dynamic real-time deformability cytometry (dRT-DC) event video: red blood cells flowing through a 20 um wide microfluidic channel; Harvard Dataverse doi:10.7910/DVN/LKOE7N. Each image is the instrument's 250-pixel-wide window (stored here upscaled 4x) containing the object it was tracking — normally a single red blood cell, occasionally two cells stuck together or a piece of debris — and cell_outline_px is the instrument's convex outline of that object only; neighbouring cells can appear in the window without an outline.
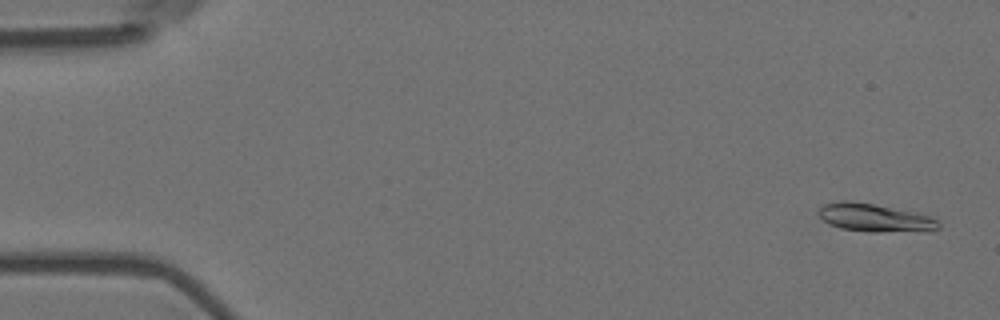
{"species": "Egyptian fruit bat (a non-hibernating species)", "species_latin": "Rousettus aegyptiacus", "temperature_condition": "room temperature", "stored_images_in_passage": 5, "camera_frame_rate_fps": 3000, "um_per_image_px": 0.085, "animal": {"sex": "female"}, "frame": {"image": 1, "passage_image": 1, "time_ms": 0.0, "image_size_px": [1000, 320], "cell_outline_px": [[940, 228], [928, 232], [868, 232], [840, 228], [828, 224], [816, 212], [824, 204], [840, 200], [852, 200], [916, 212], [928, 216], [936, 220], [940, 224]], "centroid_in_image_um": [74.37, 18.52], "position_along_channel_um": 10.6, "area_um2": 20.0}}
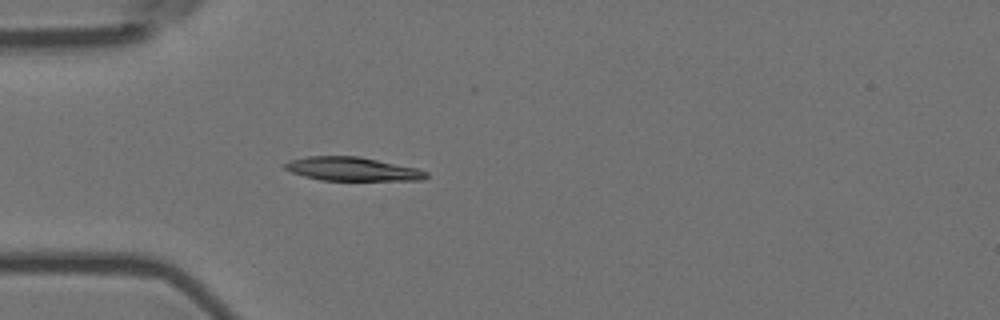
{"frame": {"image": 2, "passage_image": 5, "time_ms": 1.333, "image_size_px": [1000, 320], "cell_outline_px": [[428, 176], [424, 180], [320, 180], [304, 176], [292, 172], [284, 168], [284, 164], [288, 160], [308, 156], [360, 156], [416, 168], [428, 172]], "centroid_in_image_um": [29.94, 14.36], "position_along_channel_um": 55.1, "area_um2": 19.48}}